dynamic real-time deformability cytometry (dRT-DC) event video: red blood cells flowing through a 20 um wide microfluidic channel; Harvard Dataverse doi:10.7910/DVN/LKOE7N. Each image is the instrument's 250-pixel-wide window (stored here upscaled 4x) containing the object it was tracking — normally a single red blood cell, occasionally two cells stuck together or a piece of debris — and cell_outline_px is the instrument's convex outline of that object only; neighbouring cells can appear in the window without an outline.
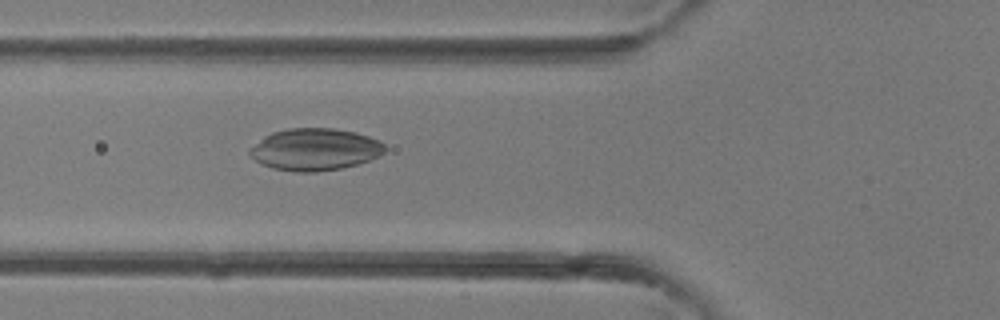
{"species": "common noctule bat (a hibernating species)", "species_latin": "Nyctalus noctula", "temperature_condition": "room temperature", "stored_images_in_passage": 30, "camera_frame_rate_fps": 3000, "um_per_image_px": 0.085, "animal": {"sex": "female"}, "frame": {"image": 1, "passage_image": 6, "time_ms": 1.667, "image_size_px": [1000, 320], "cell_outline_px": [[388, 148], [380, 156], [356, 164], [340, 168], [316, 172], [296, 172], [272, 168], [260, 164], [248, 152], [248, 148], [264, 136], [272, 132], [288, 128], [332, 128], [356, 132], [380, 140]], "centroid_in_image_um": [26.76, 12.69], "position_along_channel_um": 99.0, "area_um2": 33.29}}
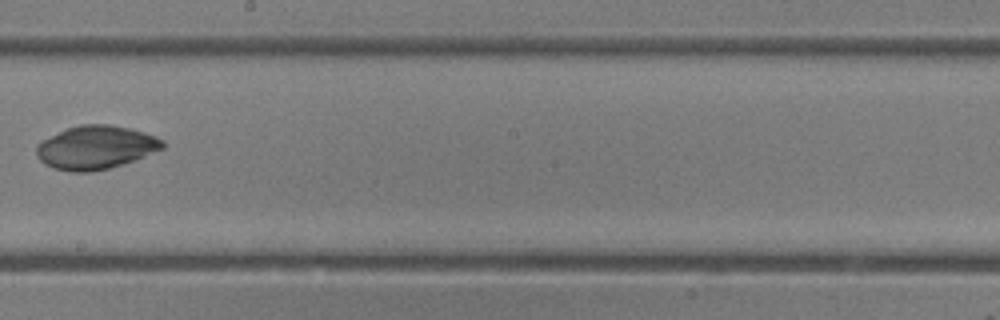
{"frame": {"image": 2, "passage_image": 14, "time_ms": 4.333, "image_size_px": [1000, 320], "cell_outline_px": [[164, 148], [144, 156], [108, 168], [92, 172], [72, 172], [52, 168], [44, 164], [36, 156], [36, 144], [68, 128], [80, 124], [108, 124], [128, 128], [144, 132], [156, 136], [164, 140]], "centroid_in_image_um": [8.13, 12.54], "position_along_channel_um": 240.1, "area_um2": 31.73}}
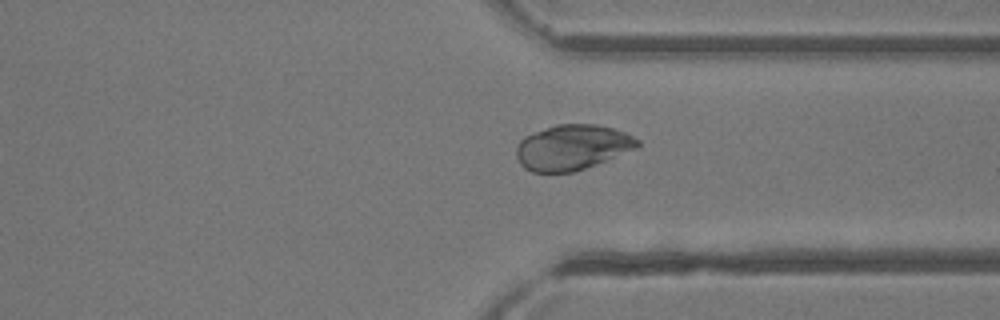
{"frame": {"image": 3, "passage_image": 21, "time_ms": 6.667, "image_size_px": [1000, 320], "cell_outline_px": [[640, 148], [584, 168], [572, 172], [532, 172], [524, 168], [520, 164], [516, 156], [516, 148], [520, 140], [524, 136], [556, 124], [596, 124], [612, 128], [624, 132], [640, 140]], "centroid_in_image_um": [48.65, 12.52], "position_along_channel_um": 362.7, "area_um2": 32.02}}